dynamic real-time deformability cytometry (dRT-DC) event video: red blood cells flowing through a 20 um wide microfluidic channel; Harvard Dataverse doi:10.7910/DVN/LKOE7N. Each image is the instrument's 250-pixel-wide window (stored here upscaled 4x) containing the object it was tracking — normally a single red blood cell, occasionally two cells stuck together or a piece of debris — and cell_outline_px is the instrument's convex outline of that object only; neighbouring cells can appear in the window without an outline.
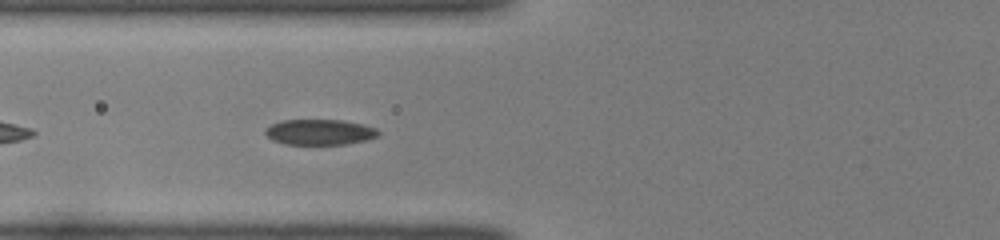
{"species": "common noctule bat (a hibernating species)", "species_latin": "Nyctalus noctula", "temperature_condition": "room temperature", "stored_images_in_passage": 36, "camera_frame_rate_fps": 3000, "um_per_image_px": 0.085, "animal": {"sex": "female", "body_mass_g": 22.0, "forearm_length_mm": 56.7}, "frame": {"image": 1, "passage_image": 6, "time_ms": 1.667, "image_size_px": [1000, 240], "cell_outline_px": [[380, 132], [376, 136], [364, 140], [344, 144], [288, 144], [272, 140], [264, 132], [264, 128], [280, 120], [340, 120], [360, 124], [376, 128]], "centroid_in_image_um": [27.12, 11.22], "position_along_channel_um": 98.7, "area_um2": 16.59}}
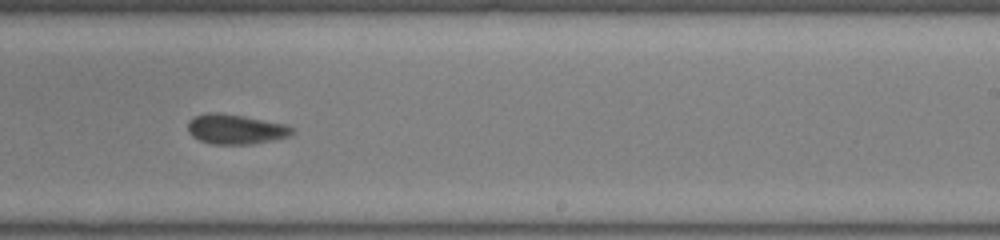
{"frame": {"image": 2, "passage_image": 19, "time_ms": 6.0, "image_size_px": [1000, 240], "cell_outline_px": [[292, 132], [288, 136], [272, 140], [252, 144], [212, 144], [200, 140], [192, 136], [188, 132], [188, 124], [196, 116], [208, 112], [220, 112], [244, 116], [284, 124], [292, 128]], "centroid_in_image_um": [19.99, 10.98], "position_along_channel_um": 269.0, "area_um2": 17.86}}
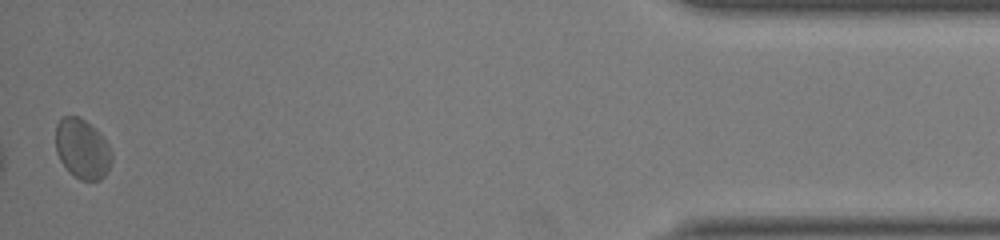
{"frame": {"image": 3, "passage_image": 36, "time_ms": 11.667, "image_size_px": [1000, 240], "cell_outline_px": [[112, 160], [104, 176], [100, 180], [80, 180], [60, 160], [56, 152], [56, 124], [64, 116], [80, 116], [104, 140], [112, 152]], "centroid_in_image_um": [6.98, 12.65], "position_along_channel_um": 428.2, "area_um2": 18.96}, "authors_computed_cell_mechanics": {"area_um2": 17.8602, "velocity_mm_per_s": 3.9378, "shape_relaxation_time_tau1_ms": 3.1542, "shape_relaxation_time_tau2_ms": 1.2287, "deformation_change_tau1": 0.0845, "deformation_change_tau2": 0.0541}}